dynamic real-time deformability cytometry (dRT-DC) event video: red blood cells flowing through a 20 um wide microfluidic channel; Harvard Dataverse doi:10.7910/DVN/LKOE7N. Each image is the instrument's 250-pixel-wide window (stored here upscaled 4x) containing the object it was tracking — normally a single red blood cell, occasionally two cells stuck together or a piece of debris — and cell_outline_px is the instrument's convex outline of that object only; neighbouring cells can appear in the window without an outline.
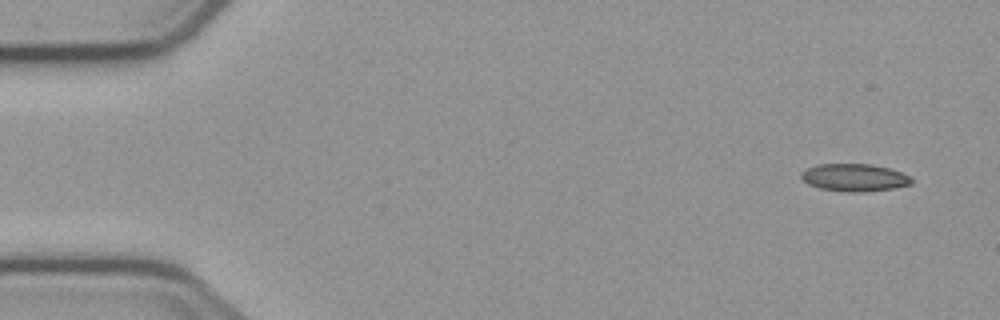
{"species": "common noctule bat (a hibernating species)", "species_latin": "Nyctalus noctula", "temperature_condition": "cold", "stored_images_in_passage": 6, "camera_frame_rate_fps": 3000, "um_per_image_px": 0.085, "animal": {"sex": "male", "body_mass_g": 23.1, "forearm_length_mm": 52.7}, "frame": {"image": 1, "passage_image": 1, "time_ms": 0.0, "image_size_px": [1000, 320], "cell_outline_px": [[912, 184], [896, 188], [864, 192], [848, 192], [820, 188], [808, 184], [800, 176], [800, 172], [804, 168], [820, 164], [872, 164], [888, 168], [912, 176]], "centroid_in_image_um": [72.63, 15.09], "position_along_channel_um": 12.4, "area_um2": 17.86}}
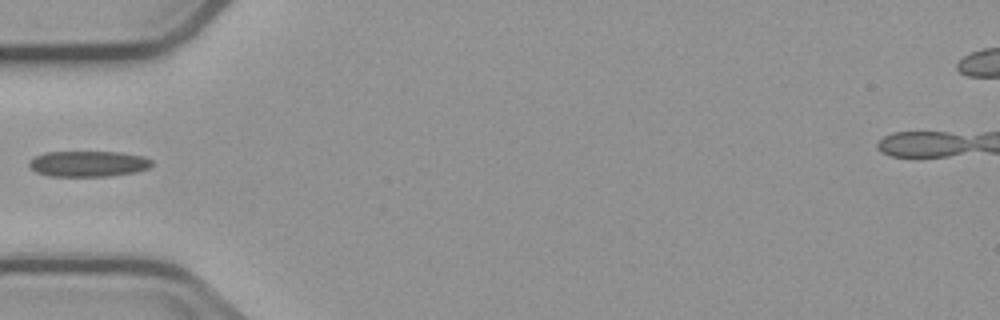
{"frame": {"image": 2, "passage_image": 5, "time_ms": 5.0, "image_size_px": [1000, 320], "cell_outline_px": [[152, 164], [148, 168], [136, 172], [108, 176], [48, 176], [36, 172], [28, 164], [28, 160], [36, 156], [48, 152], [120, 152], [144, 156], [152, 160]], "centroid_in_image_um": [7.51, 13.92], "position_along_channel_um": 77.5, "area_um2": 18.44}}
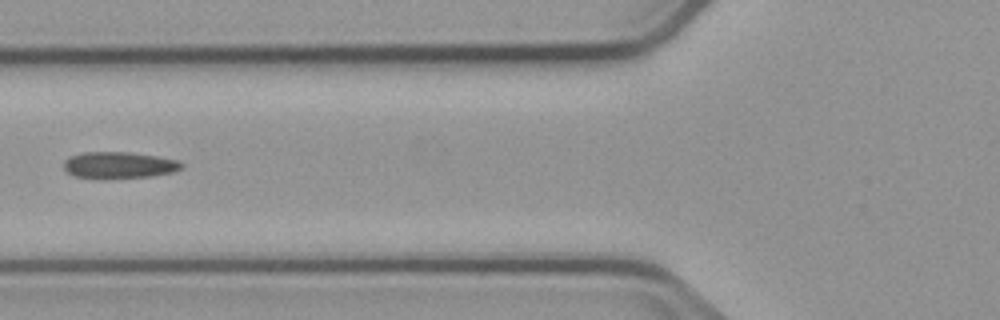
{"frame": {"image": 3, "passage_image": 6, "time_ms": 6.0, "image_size_px": [1000, 320], "cell_outline_px": [[184, 168], [172, 172], [152, 176], [76, 176], [68, 172], [64, 168], [64, 160], [68, 156], [80, 152], [132, 152], [156, 156], [176, 160], [184, 164]], "centroid_in_image_um": [10.14, 13.98], "position_along_channel_um": 115.7, "area_um2": 17.57}}